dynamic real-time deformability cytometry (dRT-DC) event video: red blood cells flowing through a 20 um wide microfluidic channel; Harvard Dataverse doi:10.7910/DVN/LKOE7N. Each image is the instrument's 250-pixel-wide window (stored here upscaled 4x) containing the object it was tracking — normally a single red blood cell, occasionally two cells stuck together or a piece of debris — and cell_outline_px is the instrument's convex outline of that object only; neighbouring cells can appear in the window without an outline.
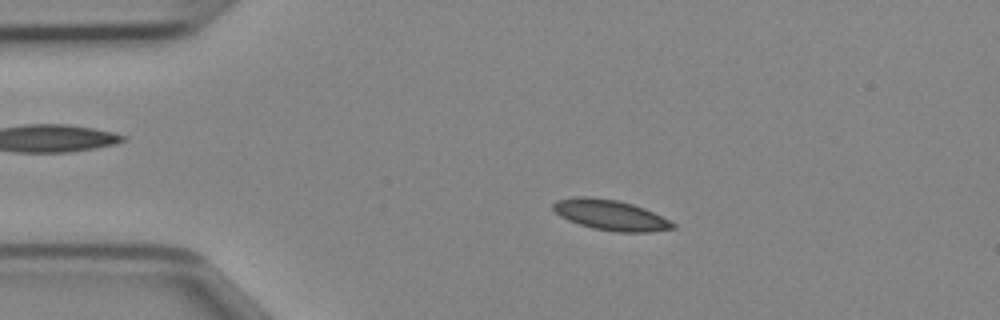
{"species": "Egyptian fruit bat (a non-hibernating species)", "species_latin": "Rousettus aegyptiacus", "temperature_condition": "cold", "stored_images_in_passage": 47, "camera_frame_rate_fps": 3000, "um_per_image_px": 0.085, "animal": {"sex": "female"}, "frame": {"image": 1, "passage_image": 9, "time_ms": 2.667, "image_size_px": [1000, 320], "cell_outline_px": [[676, 228], [648, 232], [616, 232], [592, 228], [568, 220], [560, 216], [552, 208], [552, 204], [556, 200], [580, 196], [588, 196], [616, 200], [632, 204], [644, 208], [676, 224]], "centroid_in_image_um": [51.87, 18.28], "position_along_channel_um": 33.1, "area_um2": 21.04}}
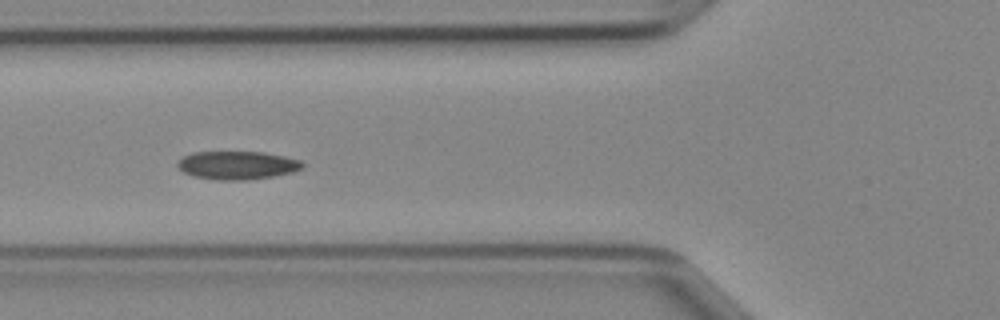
{"frame": {"image": 2, "passage_image": 17, "time_ms": 5.333, "image_size_px": [1000, 320], "cell_outline_px": [[304, 168], [292, 172], [276, 176], [248, 180], [216, 180], [192, 176], [184, 172], [176, 164], [184, 156], [192, 152], [264, 152], [284, 156], [300, 160], [304, 164]], "centroid_in_image_um": [20.2, 14.05], "position_along_channel_um": 105.6, "area_um2": 20.69}}
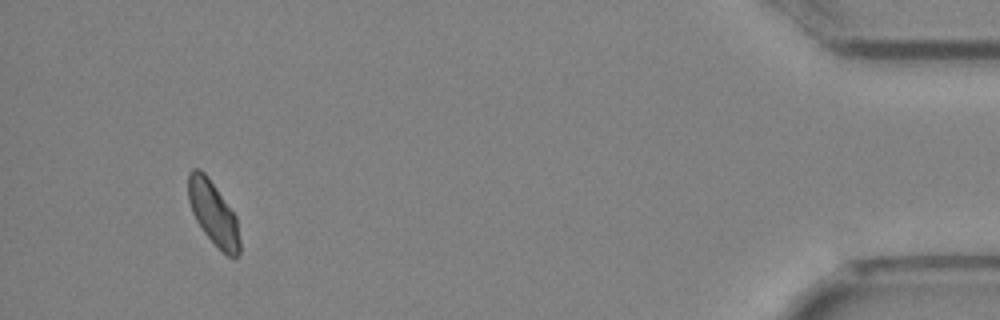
{"frame": {"image": 3, "passage_image": 44, "time_ms": 14.333, "image_size_px": [1000, 320], "cell_outline_px": [[240, 252], [236, 256], [228, 256], [204, 232], [196, 220], [192, 212], [188, 200], [188, 172], [192, 168], [200, 168], [208, 176], [236, 216], [240, 240]], "centroid_in_image_um": [18.11, 18.06], "position_along_channel_um": 417.1, "area_um2": 18.9}}